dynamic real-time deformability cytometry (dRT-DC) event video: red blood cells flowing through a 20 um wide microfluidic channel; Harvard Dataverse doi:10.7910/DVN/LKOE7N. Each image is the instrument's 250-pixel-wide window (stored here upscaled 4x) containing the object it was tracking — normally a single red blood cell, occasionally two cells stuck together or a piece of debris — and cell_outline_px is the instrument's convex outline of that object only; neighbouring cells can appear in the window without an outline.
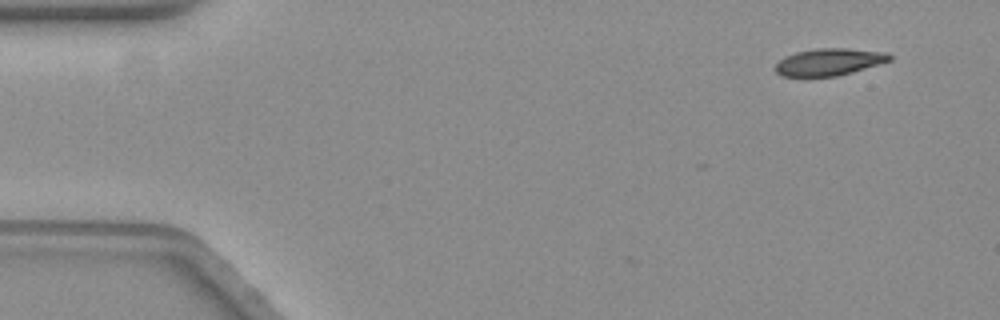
{"species": "common noctule bat (a hibernating species)", "species_latin": "Nyctalus noctula", "temperature_condition": "warm", "stored_images_in_passage": 7, "camera_frame_rate_fps": 3000, "um_per_image_px": 0.085, "animal": {"sex": "female", "body_mass_g": 19.3, "forearm_length_mm": 54.1}, "frame": {"image": 1, "passage_image": 1, "time_ms": 0.0, "image_size_px": [1000, 320], "cell_outline_px": [[892, 60], [852, 72], [836, 76], [780, 76], [776, 72], [776, 64], [784, 56], [796, 52], [816, 48], [844, 48], [888, 52], [892, 56]], "centroid_in_image_um": [70.48, 5.25], "position_along_channel_um": 14.5, "area_um2": 17.98}}